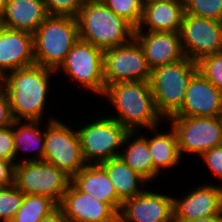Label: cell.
<instances>
[{
	"mask_svg": "<svg viewBox=\"0 0 222 222\" xmlns=\"http://www.w3.org/2000/svg\"><path fill=\"white\" fill-rule=\"evenodd\" d=\"M57 75L55 70L34 64L4 76L2 87L7 93L14 120L44 122L48 95L53 88L51 78L54 80Z\"/></svg>",
	"mask_w": 222,
	"mask_h": 222,
	"instance_id": "obj_1",
	"label": "cell"
},
{
	"mask_svg": "<svg viewBox=\"0 0 222 222\" xmlns=\"http://www.w3.org/2000/svg\"><path fill=\"white\" fill-rule=\"evenodd\" d=\"M102 96L109 102V108L112 106V111L115 109L116 113L106 115H110L109 117L118 121L129 132H139L144 129L149 131L150 128L164 123L147 81L110 84L105 87Z\"/></svg>",
	"mask_w": 222,
	"mask_h": 222,
	"instance_id": "obj_2",
	"label": "cell"
},
{
	"mask_svg": "<svg viewBox=\"0 0 222 222\" xmlns=\"http://www.w3.org/2000/svg\"><path fill=\"white\" fill-rule=\"evenodd\" d=\"M79 39L106 50L130 42L135 28L101 0H86L76 17Z\"/></svg>",
	"mask_w": 222,
	"mask_h": 222,
	"instance_id": "obj_3",
	"label": "cell"
},
{
	"mask_svg": "<svg viewBox=\"0 0 222 222\" xmlns=\"http://www.w3.org/2000/svg\"><path fill=\"white\" fill-rule=\"evenodd\" d=\"M78 40L75 17L48 15L33 33L35 64L56 71Z\"/></svg>",
	"mask_w": 222,
	"mask_h": 222,
	"instance_id": "obj_4",
	"label": "cell"
},
{
	"mask_svg": "<svg viewBox=\"0 0 222 222\" xmlns=\"http://www.w3.org/2000/svg\"><path fill=\"white\" fill-rule=\"evenodd\" d=\"M197 71V62L187 57L151 70L149 84L164 122L181 109L188 83Z\"/></svg>",
	"mask_w": 222,
	"mask_h": 222,
	"instance_id": "obj_5",
	"label": "cell"
},
{
	"mask_svg": "<svg viewBox=\"0 0 222 222\" xmlns=\"http://www.w3.org/2000/svg\"><path fill=\"white\" fill-rule=\"evenodd\" d=\"M98 115L94 120L79 123L75 128L81 145V152L86 164H101L120 155L123 141L129 132L118 121L108 115ZM80 125V126H79Z\"/></svg>",
	"mask_w": 222,
	"mask_h": 222,
	"instance_id": "obj_6",
	"label": "cell"
},
{
	"mask_svg": "<svg viewBox=\"0 0 222 222\" xmlns=\"http://www.w3.org/2000/svg\"><path fill=\"white\" fill-rule=\"evenodd\" d=\"M103 60L104 50L79 39L56 70V74L62 72L65 79L74 82L75 86L77 83V87L80 86L82 90L102 97L105 91Z\"/></svg>",
	"mask_w": 222,
	"mask_h": 222,
	"instance_id": "obj_7",
	"label": "cell"
},
{
	"mask_svg": "<svg viewBox=\"0 0 222 222\" xmlns=\"http://www.w3.org/2000/svg\"><path fill=\"white\" fill-rule=\"evenodd\" d=\"M44 161L55 165L71 178L85 165L75 126L62 122L56 116L45 118ZM73 128V129H72Z\"/></svg>",
	"mask_w": 222,
	"mask_h": 222,
	"instance_id": "obj_8",
	"label": "cell"
},
{
	"mask_svg": "<svg viewBox=\"0 0 222 222\" xmlns=\"http://www.w3.org/2000/svg\"><path fill=\"white\" fill-rule=\"evenodd\" d=\"M70 183V176L44 160L22 162L14 167V185L23 194L47 196L57 204Z\"/></svg>",
	"mask_w": 222,
	"mask_h": 222,
	"instance_id": "obj_9",
	"label": "cell"
},
{
	"mask_svg": "<svg viewBox=\"0 0 222 222\" xmlns=\"http://www.w3.org/2000/svg\"><path fill=\"white\" fill-rule=\"evenodd\" d=\"M177 137L180 154L201 156L222 145V117H170L167 120Z\"/></svg>",
	"mask_w": 222,
	"mask_h": 222,
	"instance_id": "obj_10",
	"label": "cell"
},
{
	"mask_svg": "<svg viewBox=\"0 0 222 222\" xmlns=\"http://www.w3.org/2000/svg\"><path fill=\"white\" fill-rule=\"evenodd\" d=\"M105 87L118 82L147 81L151 69L139 43L130 42L104 50Z\"/></svg>",
	"mask_w": 222,
	"mask_h": 222,
	"instance_id": "obj_11",
	"label": "cell"
},
{
	"mask_svg": "<svg viewBox=\"0 0 222 222\" xmlns=\"http://www.w3.org/2000/svg\"><path fill=\"white\" fill-rule=\"evenodd\" d=\"M183 54L198 62L207 55L222 52V22L185 14L179 29Z\"/></svg>",
	"mask_w": 222,
	"mask_h": 222,
	"instance_id": "obj_12",
	"label": "cell"
},
{
	"mask_svg": "<svg viewBox=\"0 0 222 222\" xmlns=\"http://www.w3.org/2000/svg\"><path fill=\"white\" fill-rule=\"evenodd\" d=\"M118 222H174L173 195L146 188L123 201Z\"/></svg>",
	"mask_w": 222,
	"mask_h": 222,
	"instance_id": "obj_13",
	"label": "cell"
},
{
	"mask_svg": "<svg viewBox=\"0 0 222 222\" xmlns=\"http://www.w3.org/2000/svg\"><path fill=\"white\" fill-rule=\"evenodd\" d=\"M172 117H222V92L197 71L188 83L181 109Z\"/></svg>",
	"mask_w": 222,
	"mask_h": 222,
	"instance_id": "obj_14",
	"label": "cell"
},
{
	"mask_svg": "<svg viewBox=\"0 0 222 222\" xmlns=\"http://www.w3.org/2000/svg\"><path fill=\"white\" fill-rule=\"evenodd\" d=\"M184 195L173 197L174 220H194L222 213L221 184L204 182Z\"/></svg>",
	"mask_w": 222,
	"mask_h": 222,
	"instance_id": "obj_15",
	"label": "cell"
},
{
	"mask_svg": "<svg viewBox=\"0 0 222 222\" xmlns=\"http://www.w3.org/2000/svg\"><path fill=\"white\" fill-rule=\"evenodd\" d=\"M58 206L68 222H118V213L109 204L81 192L72 182Z\"/></svg>",
	"mask_w": 222,
	"mask_h": 222,
	"instance_id": "obj_16",
	"label": "cell"
},
{
	"mask_svg": "<svg viewBox=\"0 0 222 222\" xmlns=\"http://www.w3.org/2000/svg\"><path fill=\"white\" fill-rule=\"evenodd\" d=\"M134 39L141 46L151 70L185 57L179 32L134 31Z\"/></svg>",
	"mask_w": 222,
	"mask_h": 222,
	"instance_id": "obj_17",
	"label": "cell"
},
{
	"mask_svg": "<svg viewBox=\"0 0 222 222\" xmlns=\"http://www.w3.org/2000/svg\"><path fill=\"white\" fill-rule=\"evenodd\" d=\"M34 64L33 34L0 25V73L5 76Z\"/></svg>",
	"mask_w": 222,
	"mask_h": 222,
	"instance_id": "obj_18",
	"label": "cell"
},
{
	"mask_svg": "<svg viewBox=\"0 0 222 222\" xmlns=\"http://www.w3.org/2000/svg\"><path fill=\"white\" fill-rule=\"evenodd\" d=\"M184 13V0L144 2L141 21L135 31L179 32Z\"/></svg>",
	"mask_w": 222,
	"mask_h": 222,
	"instance_id": "obj_19",
	"label": "cell"
},
{
	"mask_svg": "<svg viewBox=\"0 0 222 222\" xmlns=\"http://www.w3.org/2000/svg\"><path fill=\"white\" fill-rule=\"evenodd\" d=\"M71 182L81 191L109 204L118 214L123 201L117 196L106 170L100 164H86Z\"/></svg>",
	"mask_w": 222,
	"mask_h": 222,
	"instance_id": "obj_20",
	"label": "cell"
},
{
	"mask_svg": "<svg viewBox=\"0 0 222 222\" xmlns=\"http://www.w3.org/2000/svg\"><path fill=\"white\" fill-rule=\"evenodd\" d=\"M47 16L43 0H7L0 25L33 34Z\"/></svg>",
	"mask_w": 222,
	"mask_h": 222,
	"instance_id": "obj_21",
	"label": "cell"
},
{
	"mask_svg": "<svg viewBox=\"0 0 222 222\" xmlns=\"http://www.w3.org/2000/svg\"><path fill=\"white\" fill-rule=\"evenodd\" d=\"M42 121L15 120L13 123L15 165L44 160L45 125ZM23 152V153H22ZM24 156H20L19 154ZM25 153V154H24ZM26 153H30L29 156ZM26 156V157H25ZM28 156V157H27ZM20 157V159H19Z\"/></svg>",
	"mask_w": 222,
	"mask_h": 222,
	"instance_id": "obj_22",
	"label": "cell"
},
{
	"mask_svg": "<svg viewBox=\"0 0 222 222\" xmlns=\"http://www.w3.org/2000/svg\"><path fill=\"white\" fill-rule=\"evenodd\" d=\"M160 127L161 125L150 128L151 136L148 134L149 151L153 161L154 181L161 175V172L173 167L177 168L178 164L183 160L172 126L168 127L167 125L168 129L163 133L162 130L159 131Z\"/></svg>",
	"mask_w": 222,
	"mask_h": 222,
	"instance_id": "obj_23",
	"label": "cell"
},
{
	"mask_svg": "<svg viewBox=\"0 0 222 222\" xmlns=\"http://www.w3.org/2000/svg\"><path fill=\"white\" fill-rule=\"evenodd\" d=\"M100 165L106 170L117 196L122 201L135 197L145 190L143 189L144 185H149V183L127 165L120 156L113 157L102 162Z\"/></svg>",
	"mask_w": 222,
	"mask_h": 222,
	"instance_id": "obj_24",
	"label": "cell"
},
{
	"mask_svg": "<svg viewBox=\"0 0 222 222\" xmlns=\"http://www.w3.org/2000/svg\"><path fill=\"white\" fill-rule=\"evenodd\" d=\"M141 134L140 131L128 132L119 156L149 183L153 182V161L149 151L148 135Z\"/></svg>",
	"mask_w": 222,
	"mask_h": 222,
	"instance_id": "obj_25",
	"label": "cell"
},
{
	"mask_svg": "<svg viewBox=\"0 0 222 222\" xmlns=\"http://www.w3.org/2000/svg\"><path fill=\"white\" fill-rule=\"evenodd\" d=\"M57 206L58 204L47 196L24 194L21 207L11 222H40Z\"/></svg>",
	"mask_w": 222,
	"mask_h": 222,
	"instance_id": "obj_26",
	"label": "cell"
},
{
	"mask_svg": "<svg viewBox=\"0 0 222 222\" xmlns=\"http://www.w3.org/2000/svg\"><path fill=\"white\" fill-rule=\"evenodd\" d=\"M116 15L124 18L135 29L142 17L144 0H101Z\"/></svg>",
	"mask_w": 222,
	"mask_h": 222,
	"instance_id": "obj_27",
	"label": "cell"
},
{
	"mask_svg": "<svg viewBox=\"0 0 222 222\" xmlns=\"http://www.w3.org/2000/svg\"><path fill=\"white\" fill-rule=\"evenodd\" d=\"M24 194L13 184L0 187V222H11L21 207Z\"/></svg>",
	"mask_w": 222,
	"mask_h": 222,
	"instance_id": "obj_28",
	"label": "cell"
},
{
	"mask_svg": "<svg viewBox=\"0 0 222 222\" xmlns=\"http://www.w3.org/2000/svg\"><path fill=\"white\" fill-rule=\"evenodd\" d=\"M185 14L222 22V0H184Z\"/></svg>",
	"mask_w": 222,
	"mask_h": 222,
	"instance_id": "obj_29",
	"label": "cell"
},
{
	"mask_svg": "<svg viewBox=\"0 0 222 222\" xmlns=\"http://www.w3.org/2000/svg\"><path fill=\"white\" fill-rule=\"evenodd\" d=\"M197 66L198 72L222 92V52L204 56Z\"/></svg>",
	"mask_w": 222,
	"mask_h": 222,
	"instance_id": "obj_30",
	"label": "cell"
},
{
	"mask_svg": "<svg viewBox=\"0 0 222 222\" xmlns=\"http://www.w3.org/2000/svg\"><path fill=\"white\" fill-rule=\"evenodd\" d=\"M48 15L77 17L86 0H43Z\"/></svg>",
	"mask_w": 222,
	"mask_h": 222,
	"instance_id": "obj_31",
	"label": "cell"
},
{
	"mask_svg": "<svg viewBox=\"0 0 222 222\" xmlns=\"http://www.w3.org/2000/svg\"><path fill=\"white\" fill-rule=\"evenodd\" d=\"M0 158L15 164L13 124L0 128Z\"/></svg>",
	"mask_w": 222,
	"mask_h": 222,
	"instance_id": "obj_32",
	"label": "cell"
},
{
	"mask_svg": "<svg viewBox=\"0 0 222 222\" xmlns=\"http://www.w3.org/2000/svg\"><path fill=\"white\" fill-rule=\"evenodd\" d=\"M200 157L210 170L209 172H212L215 177L217 176L218 179L222 180V145L204 152Z\"/></svg>",
	"mask_w": 222,
	"mask_h": 222,
	"instance_id": "obj_33",
	"label": "cell"
},
{
	"mask_svg": "<svg viewBox=\"0 0 222 222\" xmlns=\"http://www.w3.org/2000/svg\"><path fill=\"white\" fill-rule=\"evenodd\" d=\"M14 117L5 89L0 87V128L10 126L14 123Z\"/></svg>",
	"mask_w": 222,
	"mask_h": 222,
	"instance_id": "obj_34",
	"label": "cell"
},
{
	"mask_svg": "<svg viewBox=\"0 0 222 222\" xmlns=\"http://www.w3.org/2000/svg\"><path fill=\"white\" fill-rule=\"evenodd\" d=\"M14 167L13 162L0 158V187L14 184Z\"/></svg>",
	"mask_w": 222,
	"mask_h": 222,
	"instance_id": "obj_35",
	"label": "cell"
},
{
	"mask_svg": "<svg viewBox=\"0 0 222 222\" xmlns=\"http://www.w3.org/2000/svg\"><path fill=\"white\" fill-rule=\"evenodd\" d=\"M40 222H68L62 209L57 206L48 215L44 216Z\"/></svg>",
	"mask_w": 222,
	"mask_h": 222,
	"instance_id": "obj_36",
	"label": "cell"
},
{
	"mask_svg": "<svg viewBox=\"0 0 222 222\" xmlns=\"http://www.w3.org/2000/svg\"><path fill=\"white\" fill-rule=\"evenodd\" d=\"M174 222H222V213L194 220H174Z\"/></svg>",
	"mask_w": 222,
	"mask_h": 222,
	"instance_id": "obj_37",
	"label": "cell"
},
{
	"mask_svg": "<svg viewBox=\"0 0 222 222\" xmlns=\"http://www.w3.org/2000/svg\"><path fill=\"white\" fill-rule=\"evenodd\" d=\"M7 0H0V16L4 13Z\"/></svg>",
	"mask_w": 222,
	"mask_h": 222,
	"instance_id": "obj_38",
	"label": "cell"
},
{
	"mask_svg": "<svg viewBox=\"0 0 222 222\" xmlns=\"http://www.w3.org/2000/svg\"><path fill=\"white\" fill-rule=\"evenodd\" d=\"M4 76L0 73V87L3 85Z\"/></svg>",
	"mask_w": 222,
	"mask_h": 222,
	"instance_id": "obj_39",
	"label": "cell"
},
{
	"mask_svg": "<svg viewBox=\"0 0 222 222\" xmlns=\"http://www.w3.org/2000/svg\"><path fill=\"white\" fill-rule=\"evenodd\" d=\"M149 1H159V0H144V2H149Z\"/></svg>",
	"mask_w": 222,
	"mask_h": 222,
	"instance_id": "obj_40",
	"label": "cell"
}]
</instances>
